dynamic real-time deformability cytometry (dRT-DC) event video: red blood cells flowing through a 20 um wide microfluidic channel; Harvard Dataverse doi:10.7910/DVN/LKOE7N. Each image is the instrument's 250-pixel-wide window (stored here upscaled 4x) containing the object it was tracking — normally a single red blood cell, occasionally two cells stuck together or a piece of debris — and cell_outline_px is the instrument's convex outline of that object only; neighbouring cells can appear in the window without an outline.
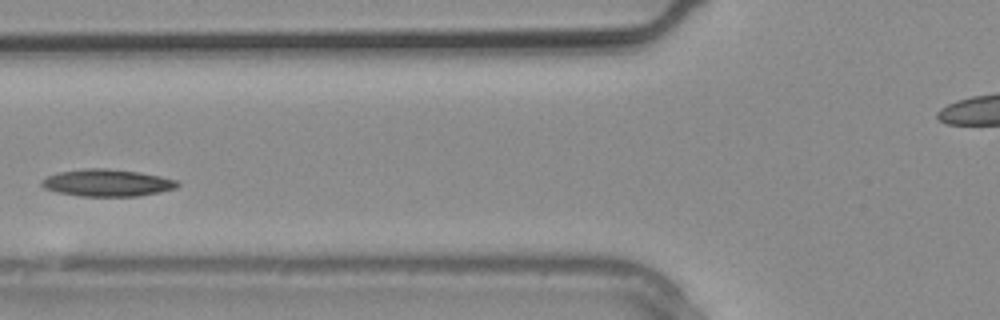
{"species": "common noctule bat (a hibernating species)", "species_latin": "Nyctalus noctula", "temperature_condition": "warm", "stored_images_in_passage": 7, "camera_frame_rate_fps": 3000, "um_per_image_px": 0.085, "animal": {"sex": "male", "body_mass_g": 20.4}, "frame": {"image": 1, "passage_image": 6, "time_ms": 1.667, "image_size_px": [1000, 320], "cell_outline_px": [[180, 184], [176, 188], [140, 196], [80, 196], [56, 192], [44, 188], [40, 184], [40, 180], [56, 172], [84, 168], [108, 168], [140, 172], [160, 176], [176, 180]], "centroid_in_image_um": [9.07, 15.53], "position_along_channel_um": 116.7, "area_um2": 21.62}}